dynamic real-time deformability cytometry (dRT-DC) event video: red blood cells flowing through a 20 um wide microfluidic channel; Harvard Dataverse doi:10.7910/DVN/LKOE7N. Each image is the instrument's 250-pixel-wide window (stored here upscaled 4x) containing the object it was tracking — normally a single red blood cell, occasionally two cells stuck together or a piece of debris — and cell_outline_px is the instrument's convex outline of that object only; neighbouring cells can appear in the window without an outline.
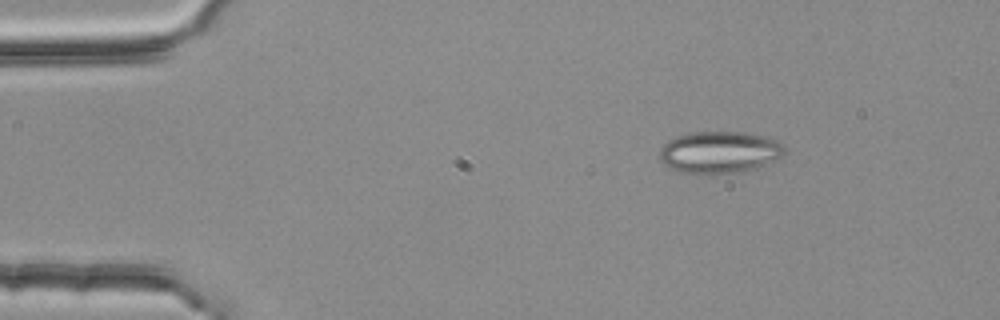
{"species": "common noctule bat (a hibernating species)", "species_latin": "Nyctalus noctula", "temperature_condition": "room temperature", "stored_images_in_passage": 47, "camera_frame_rate_fps": 3000, "um_per_image_px": 0.085, "animal": {"sex": "female", "body_mass_g": 25.1}, "frame": {"image": 1, "passage_image": 1, "time_ms": 0.0, "image_size_px": [1000, 320], "cell_outline_px": [[788, 148], [780, 156], [740, 172], [704, 176], [700, 176], [676, 172], [668, 168], [660, 160], [660, 148], [668, 140], [676, 136], [692, 132], [744, 132], [776, 140], [784, 144]], "centroid_in_image_um": [61.05, 12.96], "position_along_channel_um": 24.0, "area_um2": 30.75}}
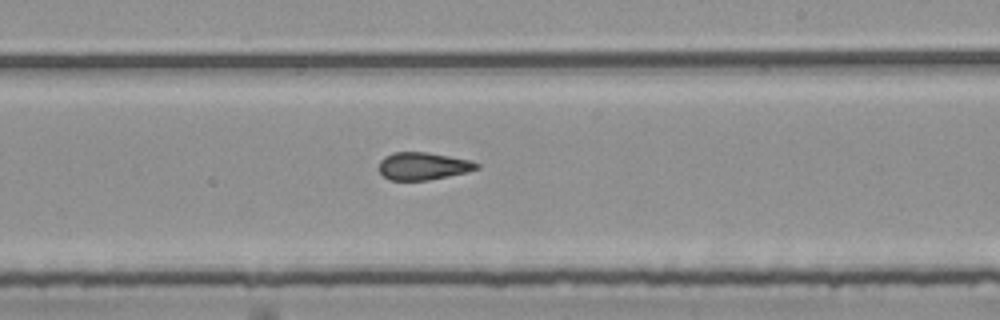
{"frame": {"image": 2, "passage_image": 25, "time_ms": 8.0, "image_size_px": [1000, 320], "cell_outline_px": [[480, 168], [464, 172], [428, 180], [388, 180], [380, 172], [380, 160], [384, 156], [392, 152], [428, 152], [472, 160], [480, 164]], "centroid_in_image_um": [35.96, 14.1], "position_along_channel_um": 253.0, "area_um2": 15.66}}
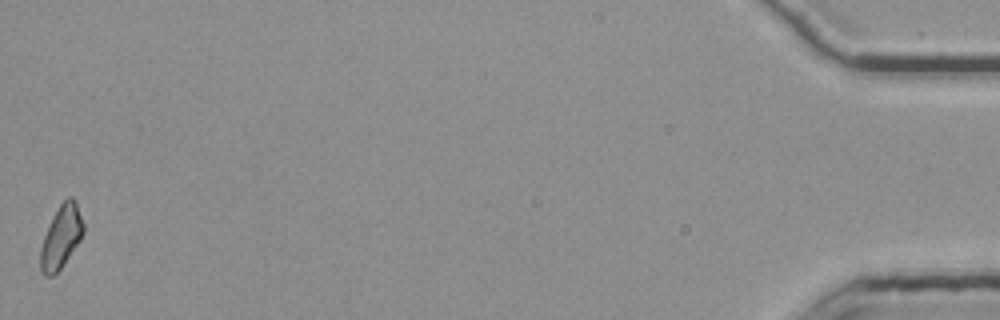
{"frame": {"image": 3, "passage_image": 47, "time_ms": 15.333, "image_size_px": [1000, 320], "cell_outline_px": [[84, 232], [80, 240], [60, 268], [52, 276], [44, 276], [40, 272], [40, 248], [44, 236], [52, 216], [60, 204], [68, 196], [72, 196], [76, 200], [84, 224]], "centroid_in_image_um": [5.19, 20.11], "position_along_channel_um": 430.0, "area_um2": 15.72}, "authors_computed_cell_mechanics": {"area_um2": 16.2418, "velocity_mm_per_s": 3.7788, "shape_relaxation_time_tau1_ms": null, "shape_relaxation_time_tau2_ms": 2.0076, "deformation_change_tau1": null, "deformation_change_tau2": 0.1031}}